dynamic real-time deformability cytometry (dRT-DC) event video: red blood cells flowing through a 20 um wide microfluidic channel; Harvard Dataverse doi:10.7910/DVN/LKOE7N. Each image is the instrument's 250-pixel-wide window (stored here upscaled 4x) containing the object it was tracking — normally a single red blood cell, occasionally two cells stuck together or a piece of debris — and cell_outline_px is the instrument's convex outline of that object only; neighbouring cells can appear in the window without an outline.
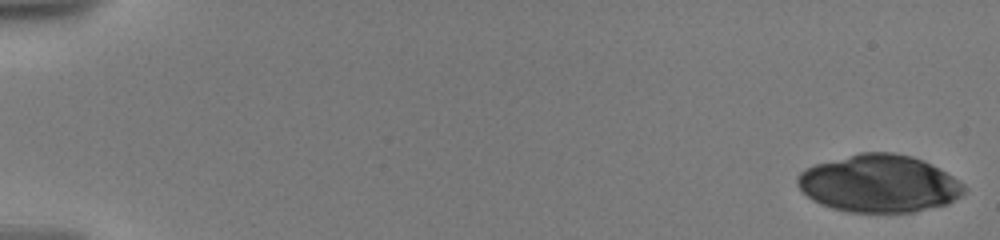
{"species": "human", "species_latin": "Homo sapiens", "temperature_condition": "warm", "stored_images_in_passage": 22, "camera_frame_rate_fps": 3000, "um_per_image_px": 0.085, "donor": {"sex": "male"}, "frame": {"image": 1, "passage_image": 1, "time_ms": 0.0, "image_size_px": [1000, 240], "cell_outline_px": [[968, 188], [960, 196], [948, 204], [912, 212], [844, 212], [820, 204], [812, 200], [796, 184], [796, 176], [804, 168], [816, 164], [860, 152], [892, 152], [912, 156], [924, 160], [932, 164], [960, 180]], "centroid_in_image_um": [74.73, 15.6], "position_along_channel_um": 10.3, "area_um2": 56.18}}
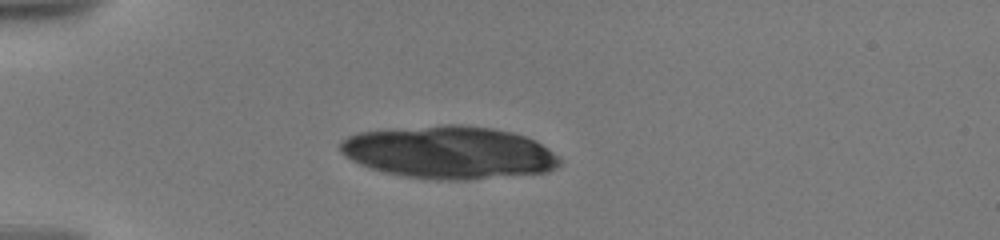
{"frame": {"image": 2, "passage_image": 13, "time_ms": 5.0, "image_size_px": [1000, 240], "cell_outline_px": [[560, 164], [556, 168], [548, 172], [472, 180], [436, 180], [404, 176], [384, 172], [360, 164], [344, 156], [340, 152], [340, 140], [348, 136], [360, 132], [384, 128], [444, 124], [460, 124], [492, 128], [512, 132], [536, 140], [548, 148], [560, 160]], "centroid_in_image_um": [38.15, 12.95], "position_along_channel_um": 46.8, "area_um2": 68.03}}